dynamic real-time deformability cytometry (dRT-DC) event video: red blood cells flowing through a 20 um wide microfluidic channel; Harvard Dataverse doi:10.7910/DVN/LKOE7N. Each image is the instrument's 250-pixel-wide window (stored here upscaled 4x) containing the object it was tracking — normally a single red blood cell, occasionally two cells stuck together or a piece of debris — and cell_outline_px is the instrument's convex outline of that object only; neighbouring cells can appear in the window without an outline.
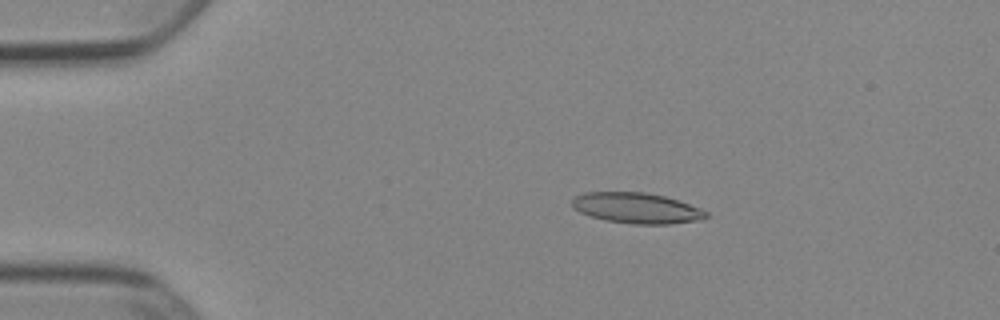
{"species": "Egyptian fruit bat (a non-hibernating species)", "species_latin": "Rousettus aegyptiacus", "temperature_condition": "cold", "stored_images_in_passage": 43, "camera_frame_rate_fps": 3000, "um_per_image_px": 0.085, "animal": {"sex": "female"}, "frame": {"image": 1, "passage_image": 1, "time_ms": 0.0, "image_size_px": [1000, 320], "cell_outline_px": [[708, 216], [704, 220], [668, 224], [632, 224], [604, 220], [580, 212], [572, 204], [572, 200], [576, 196], [584, 192], [644, 192], [664, 196], [700, 208], [708, 212]], "centroid_in_image_um": [54.15, 17.69], "position_along_channel_um": 30.9, "area_um2": 23.81}}
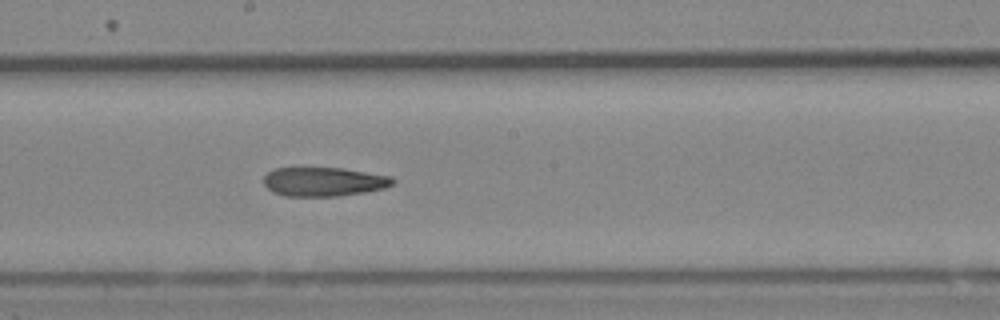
{"frame": {"image": 2, "passage_image": 20, "time_ms": 6.333, "image_size_px": [1000, 320], "cell_outline_px": [[396, 180], [392, 184], [384, 188], [364, 192], [336, 196], [284, 196], [272, 192], [264, 184], [264, 176], [268, 172], [276, 168], [344, 168], [392, 176]], "centroid_in_image_um": [27.53, 15.44], "position_along_channel_um": 220.7, "area_um2": 21.85}}
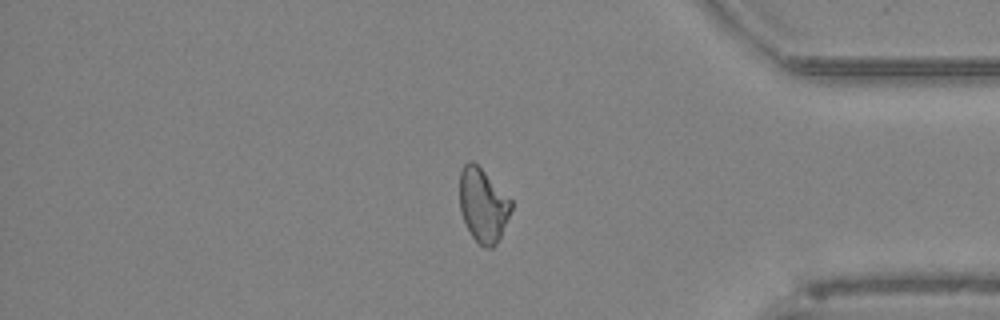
{"frame": {"image": 3, "passage_image": 35, "time_ms": 11.333, "image_size_px": [1000, 320], "cell_outline_px": [[512, 208], [500, 236], [496, 244], [492, 248], [484, 248], [472, 236], [460, 212], [460, 172], [464, 164], [468, 160], [472, 160], [512, 200]], "centroid_in_image_um": [41.04, 17.44], "position_along_channel_um": 394.2, "area_um2": 21.85}}